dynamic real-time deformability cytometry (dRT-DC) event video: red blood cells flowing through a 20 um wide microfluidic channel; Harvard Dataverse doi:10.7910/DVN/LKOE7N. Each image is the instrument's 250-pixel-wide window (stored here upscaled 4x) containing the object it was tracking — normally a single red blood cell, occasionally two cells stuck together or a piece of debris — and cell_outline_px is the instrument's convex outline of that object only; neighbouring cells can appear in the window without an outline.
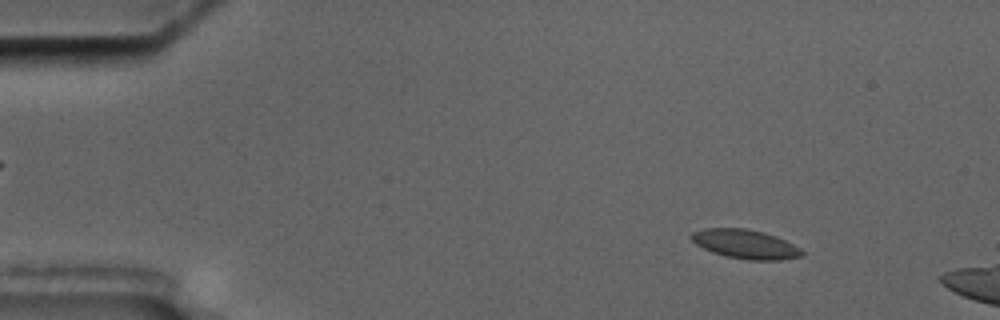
{"species": "common noctule bat (a hibernating species)", "species_latin": "Nyctalus noctula", "temperature_condition": "cold", "stored_images_in_passage": 4, "camera_frame_rate_fps": 3000, "um_per_image_px": 0.085, "animal": {"sex": "male", "body_mass_g": 17.5, "forearm_length_mm": 52.3}, "frame": {"image": 1, "passage_image": 1, "time_ms": 0.0, "image_size_px": [1000, 320], "cell_outline_px": [[804, 256], [780, 260], [748, 260], [728, 256], [712, 252], [696, 244], [688, 236], [692, 232], [704, 228], [744, 228], [764, 232], [776, 236], [800, 248], [804, 252]], "centroid_in_image_um": [63.35, 20.74], "position_along_channel_um": 21.6, "area_um2": 18.73}}